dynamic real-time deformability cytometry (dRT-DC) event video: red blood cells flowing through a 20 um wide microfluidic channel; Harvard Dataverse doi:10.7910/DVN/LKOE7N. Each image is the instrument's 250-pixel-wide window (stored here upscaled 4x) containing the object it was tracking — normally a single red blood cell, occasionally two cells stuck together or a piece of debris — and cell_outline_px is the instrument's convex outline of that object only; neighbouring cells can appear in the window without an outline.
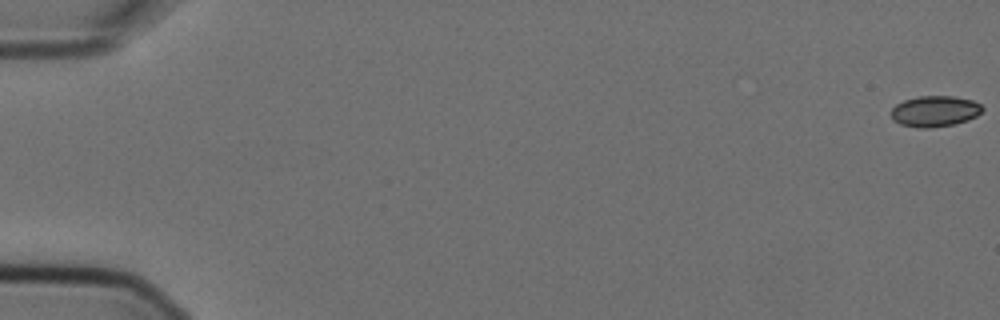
{"species": "Egyptian fruit bat (a non-hibernating species)", "species_latin": "Rousettus aegyptiacus", "temperature_condition": "cold", "stored_images_in_passage": 5, "camera_frame_rate_fps": 3000, "um_per_image_px": 0.085, "animal": {"sex": "female"}, "frame": {"image": 1, "passage_image": 1, "time_ms": 0.0, "image_size_px": [1000, 320], "cell_outline_px": [[984, 108], [976, 116], [968, 120], [956, 124], [928, 128], [920, 128], [900, 124], [892, 120], [892, 108], [896, 104], [904, 100], [916, 96], [952, 96], [972, 100], [980, 104]], "centroid_in_image_um": [79.45, 9.45], "position_along_channel_um": 5.5, "area_um2": 16.47}}
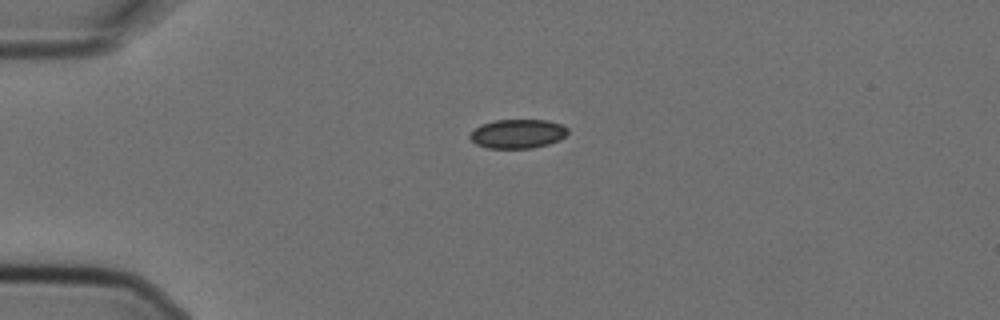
{"frame": {"image": 2, "passage_image": 5, "time_ms": 1.333, "image_size_px": [1000, 320], "cell_outline_px": [[568, 132], [560, 140], [548, 144], [532, 148], [488, 148], [476, 144], [468, 136], [480, 124], [496, 120], [548, 120], [564, 124], [568, 128]], "centroid_in_image_um": [44.03, 11.36], "position_along_channel_um": 41.0, "area_um2": 16.65}}